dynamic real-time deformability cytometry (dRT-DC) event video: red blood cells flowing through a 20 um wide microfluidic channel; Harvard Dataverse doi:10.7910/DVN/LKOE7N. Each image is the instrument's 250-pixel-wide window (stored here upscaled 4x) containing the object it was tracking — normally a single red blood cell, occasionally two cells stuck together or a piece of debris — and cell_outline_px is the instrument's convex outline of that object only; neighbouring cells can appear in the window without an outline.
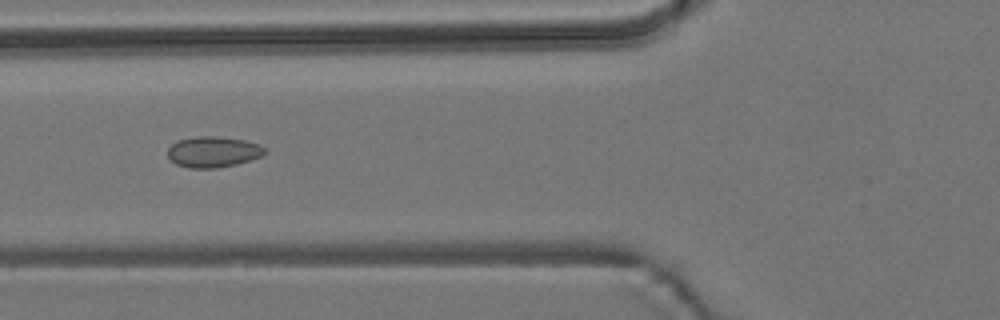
{"species": "common noctule bat (a hibernating species)", "species_latin": "Nyctalus noctula", "temperature_condition": "room temperature", "stored_images_in_passage": 8, "camera_frame_rate_fps": 3000, "um_per_image_px": 0.085, "animal": {"sex": "male", "body_mass_g": 19.2, "forearm_length_mm": 51.8}, "frame": {"image": 1, "passage_image": 6, "time_ms": 5.667, "image_size_px": [1000, 320], "cell_outline_px": [[268, 152], [252, 160], [236, 164], [216, 168], [188, 168], [176, 164], [168, 156], [168, 148], [176, 140], [196, 136], [216, 136], [244, 140], [260, 144], [268, 148]], "centroid_in_image_um": [18.15, 12.9], "position_along_channel_um": 107.7, "area_um2": 17.69}}
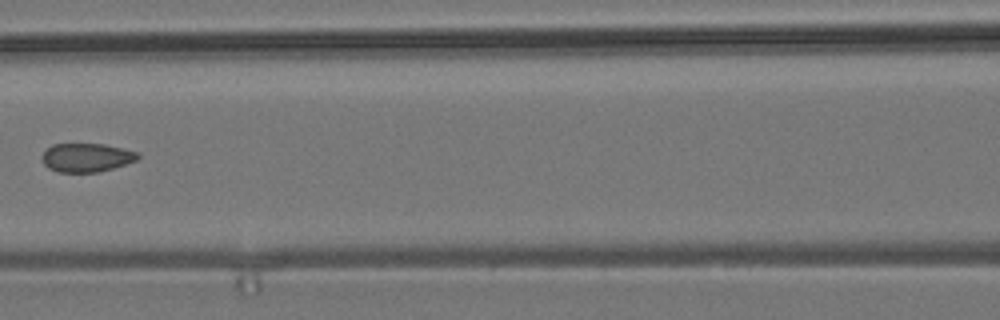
{"frame": {"image": 2, "passage_image": 7, "time_ms": 7.0, "image_size_px": [1000, 320], "cell_outline_px": [[140, 156], [136, 160], [112, 168], [96, 172], [60, 172], [48, 168], [44, 164], [40, 156], [52, 144], [104, 144], [136, 152]], "centroid_in_image_um": [7.3, 13.39], "position_along_channel_um": 159.3, "area_um2": 15.78}}
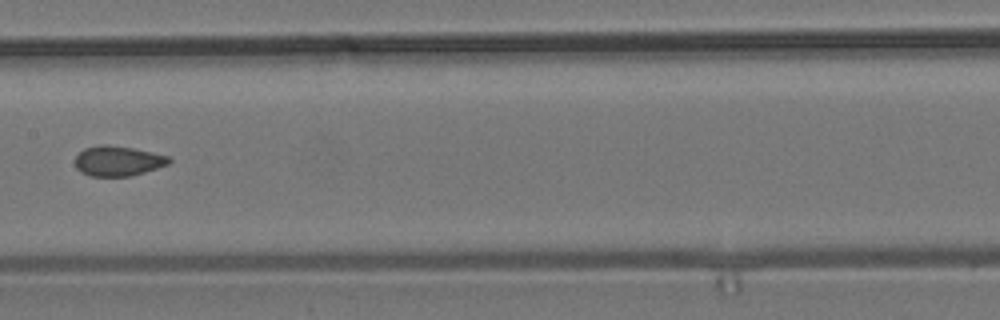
{"frame": {"image": 3, "passage_image": 8, "time_ms": 8.0, "image_size_px": [1000, 320], "cell_outline_px": [[172, 160], [168, 164], [132, 176], [92, 176], [80, 172], [76, 168], [76, 156], [84, 148], [100, 144], [108, 144], [132, 148], [172, 156]], "centroid_in_image_um": [10.04, 13.67], "position_along_channel_um": 197.4, "area_um2": 16.53}}